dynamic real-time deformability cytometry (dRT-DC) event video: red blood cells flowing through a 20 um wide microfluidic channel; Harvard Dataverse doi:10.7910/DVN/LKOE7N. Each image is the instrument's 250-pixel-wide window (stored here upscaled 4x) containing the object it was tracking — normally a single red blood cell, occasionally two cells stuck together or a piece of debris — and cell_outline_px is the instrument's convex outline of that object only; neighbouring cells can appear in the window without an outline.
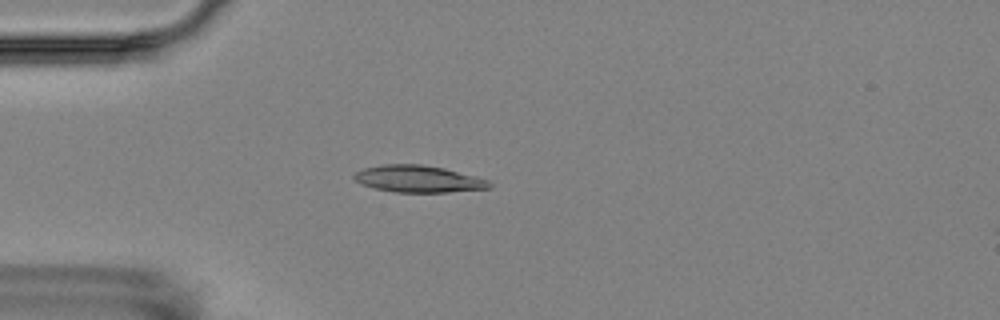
{"species": "Egyptian fruit bat (a non-hibernating species)", "species_latin": "Rousettus aegyptiacus", "temperature_condition": "room temperature", "stored_images_in_passage": 5, "camera_frame_rate_fps": 3000, "um_per_image_px": 0.085, "animal": {"sex": "female"}, "frame": {"image": 1, "passage_image": 4, "time_ms": 3.667, "image_size_px": [1000, 320], "cell_outline_px": [[492, 188], [448, 192], [396, 192], [376, 188], [360, 184], [352, 176], [356, 172], [364, 168], [384, 164], [420, 164], [444, 168], [476, 176], [488, 180], [492, 184]], "centroid_in_image_um": [35.58, 15.2], "position_along_channel_um": 49.4, "area_um2": 21.15}}